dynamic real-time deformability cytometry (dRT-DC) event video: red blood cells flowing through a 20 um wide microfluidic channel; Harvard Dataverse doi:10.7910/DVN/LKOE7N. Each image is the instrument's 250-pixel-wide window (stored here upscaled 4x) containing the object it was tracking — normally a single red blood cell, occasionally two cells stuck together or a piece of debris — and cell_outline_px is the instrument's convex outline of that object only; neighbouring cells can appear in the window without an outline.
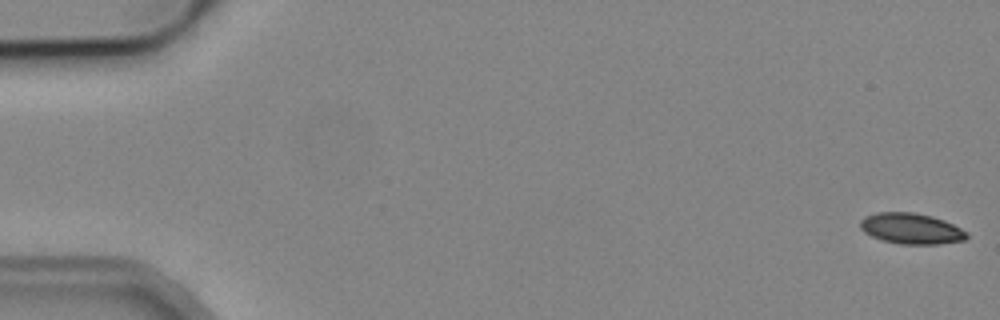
{"species": "common noctule bat (a hibernating species)", "species_latin": "Nyctalus noctula", "temperature_condition": "cold", "stored_images_in_passage": 5, "camera_frame_rate_fps": 3000, "um_per_image_px": 0.085, "animal": {"sex": "male", "body_mass_g": 19.2, "forearm_length_mm": 51.8}, "frame": {"image": 1, "passage_image": 1, "time_ms": 0.0, "image_size_px": [1000, 320], "cell_outline_px": [[968, 236], [964, 240], [940, 244], [900, 244], [884, 240], [872, 236], [864, 232], [860, 228], [860, 220], [864, 216], [876, 212], [912, 212], [932, 216], [944, 220], [968, 232]], "centroid_in_image_um": [77.44, 19.42], "position_along_channel_um": 7.6, "area_um2": 19.13}}
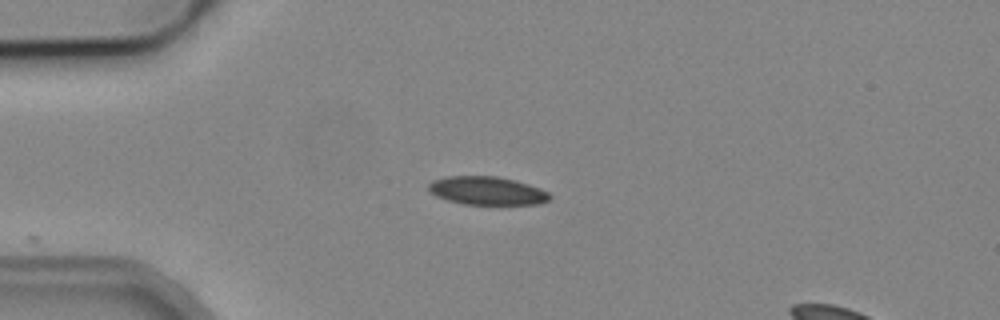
{"frame": {"image": 2, "passage_image": 4, "time_ms": 4.333, "image_size_px": [1000, 320], "cell_outline_px": [[552, 196], [548, 200], [536, 204], [464, 204], [448, 200], [436, 196], [428, 192], [428, 184], [432, 180], [444, 176], [496, 176], [516, 180], [540, 188], [548, 192]], "centroid_in_image_um": [41.36, 16.2], "position_along_channel_um": 43.6, "area_um2": 20.06}}